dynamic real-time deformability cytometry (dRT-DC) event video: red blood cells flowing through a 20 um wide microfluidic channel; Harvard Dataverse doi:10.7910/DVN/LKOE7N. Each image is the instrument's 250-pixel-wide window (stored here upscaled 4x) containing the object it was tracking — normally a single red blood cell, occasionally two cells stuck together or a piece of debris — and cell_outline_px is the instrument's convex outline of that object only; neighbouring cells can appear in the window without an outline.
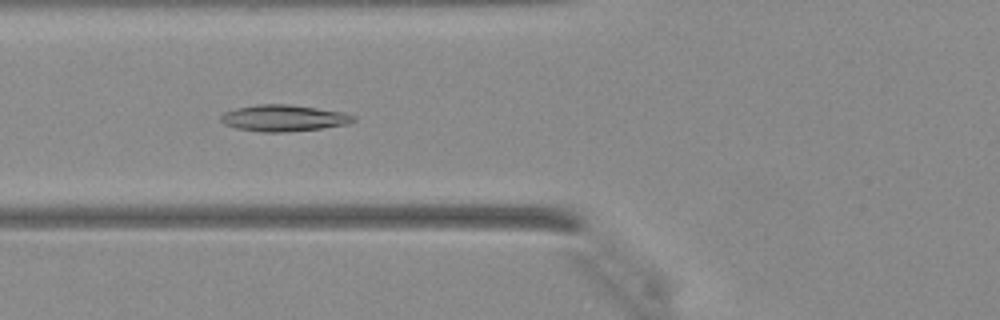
{"species": "Egyptian fruit bat (a non-hibernating species)", "species_latin": "Rousettus aegyptiacus", "temperature_condition": "warm", "stored_images_in_passage": 34, "camera_frame_rate_fps": 3000, "um_per_image_px": 0.085, "animal": {"sex": "female"}, "frame": {"image": 1, "passage_image": 7, "time_ms": 2.0, "image_size_px": [1000, 320], "cell_outline_px": [[356, 120], [348, 124], [320, 128], [284, 132], [264, 132], [236, 128], [224, 124], [220, 120], [220, 116], [224, 112], [236, 108], [256, 104], [288, 104], [344, 112], [356, 116]], "centroid_in_image_um": [24.1, 10.03], "position_along_channel_um": 101.7, "area_um2": 20.4}}
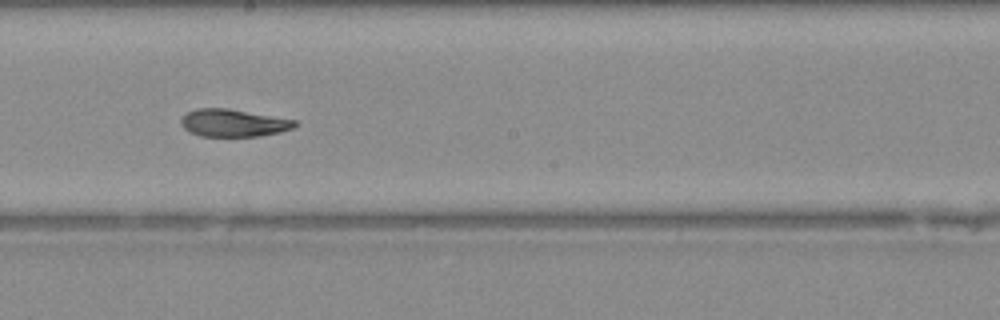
{"frame": {"image": 2, "passage_image": 15, "time_ms": 4.667, "image_size_px": [1000, 320], "cell_outline_px": [[296, 124], [292, 128], [280, 132], [256, 136], [200, 136], [184, 128], [180, 124], [180, 120], [188, 112], [196, 108], [228, 108], [296, 120]], "centroid_in_image_um": [19.82, 10.44], "position_along_channel_um": 228.4, "area_um2": 18.03}}
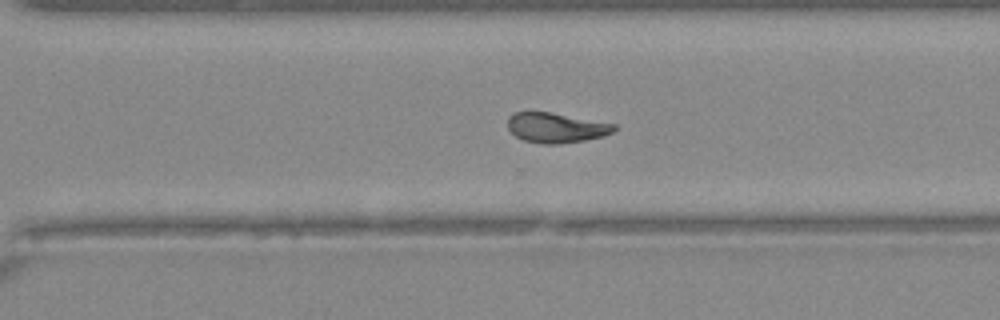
{"frame": {"image": 3, "passage_image": 21, "time_ms": 6.667, "image_size_px": [1000, 320], "cell_outline_px": [[616, 128], [612, 132], [604, 136], [584, 140], [556, 144], [544, 144], [524, 140], [516, 136], [508, 128], [508, 116], [512, 112], [528, 108], [552, 112], [616, 124]], "centroid_in_image_um": [47.2, 10.8], "position_along_channel_um": 323.4, "area_um2": 19.13}}